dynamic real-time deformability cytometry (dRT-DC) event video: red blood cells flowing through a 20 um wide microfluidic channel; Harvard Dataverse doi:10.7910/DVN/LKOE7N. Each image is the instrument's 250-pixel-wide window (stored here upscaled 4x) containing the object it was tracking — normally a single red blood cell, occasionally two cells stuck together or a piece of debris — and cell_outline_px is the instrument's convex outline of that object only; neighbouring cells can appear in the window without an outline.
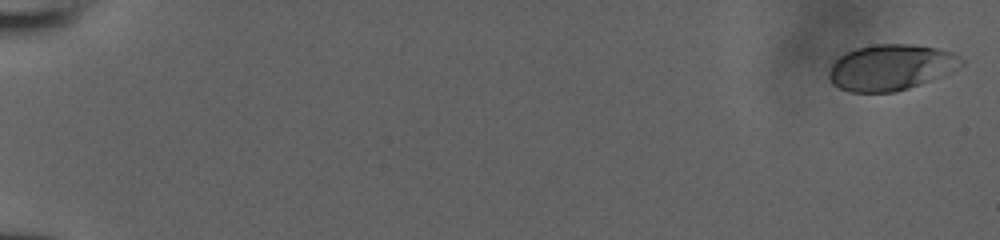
{"species": "human", "species_latin": "Homo sapiens", "temperature_condition": "room temperature", "stored_images_in_passage": 29, "camera_frame_rate_fps": 3000, "um_per_image_px": 0.085, "donor": {"sex": "male"}, "frame": {"image": 1, "passage_image": 1, "time_ms": 0.0, "image_size_px": [1000, 240], "cell_outline_px": [[964, 64], [920, 84], [908, 88], [892, 92], [848, 92], [832, 84], [828, 76], [832, 64], [844, 52], [856, 48], [872, 44], [912, 44], [936, 48], [952, 52], [964, 60]], "centroid_in_image_um": [75.66, 5.71], "position_along_channel_um": 9.3, "area_um2": 35.08}}
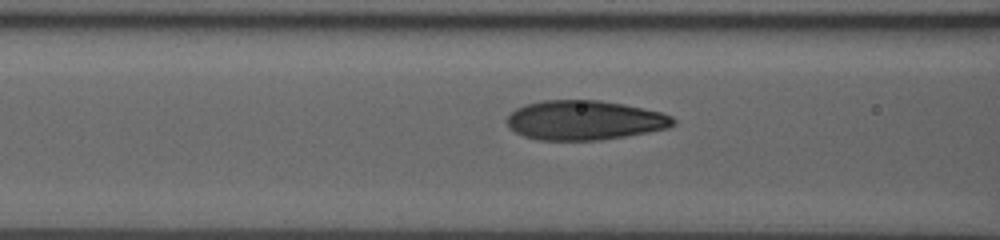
{"frame": {"image": 2, "passage_image": 21, "time_ms": 6.667, "image_size_px": [1000, 240], "cell_outline_px": [[676, 124], [668, 128], [624, 136], [600, 140], [536, 140], [524, 136], [508, 128], [508, 116], [516, 108], [524, 104], [544, 100], [600, 100], [624, 104], [660, 112], [672, 116], [676, 120]], "centroid_in_image_um": [49.68, 10.22], "position_along_channel_um": 116.9, "area_um2": 38.26}}
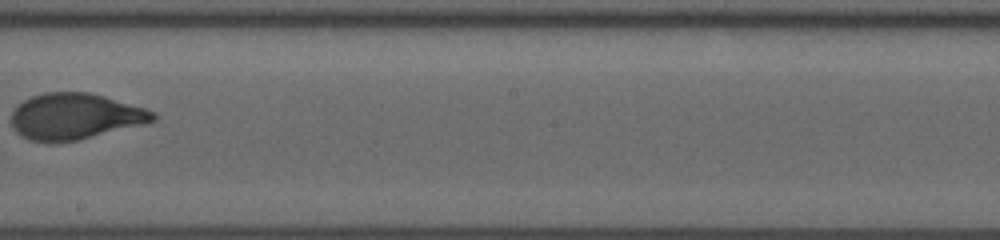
{"frame": {"image": 3, "passage_image": 29, "time_ms": 9.333, "image_size_px": [1000, 240], "cell_outline_px": [[156, 120], [148, 124], [80, 140], [52, 144], [28, 140], [20, 136], [12, 128], [12, 108], [24, 100], [32, 96], [44, 92], [88, 92], [104, 96], [144, 108], [156, 112]], "centroid_in_image_um": [6.37, 9.93], "position_along_channel_um": 241.8, "area_um2": 38.9}}